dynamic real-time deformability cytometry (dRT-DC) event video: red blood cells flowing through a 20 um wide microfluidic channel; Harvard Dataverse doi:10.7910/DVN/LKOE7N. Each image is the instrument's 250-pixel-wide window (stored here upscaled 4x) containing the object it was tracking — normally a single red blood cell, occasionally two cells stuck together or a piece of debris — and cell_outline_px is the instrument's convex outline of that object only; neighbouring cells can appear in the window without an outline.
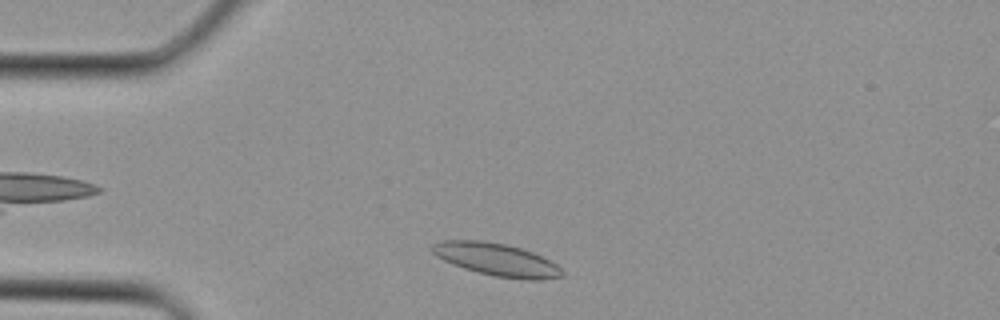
{"species": "Egyptian fruit bat (a non-hibernating species)", "species_latin": "Rousettus aegyptiacus", "temperature_condition": "cold", "stored_images_in_passage": 2, "camera_frame_rate_fps": 3000, "um_per_image_px": 0.085, "animal": {"sex": "female"}, "frame": {"image": 1, "passage_image": 2, "time_ms": 0.333, "image_size_px": [1000, 320], "cell_outline_px": [[564, 276], [540, 280], [524, 280], [496, 276], [476, 272], [452, 264], [436, 256], [428, 248], [432, 244], [440, 240], [484, 240], [508, 244], [532, 252], [556, 264], [564, 272]], "centroid_in_image_um": [42.17, 22.05], "position_along_channel_um": 42.8, "area_um2": 24.91}}